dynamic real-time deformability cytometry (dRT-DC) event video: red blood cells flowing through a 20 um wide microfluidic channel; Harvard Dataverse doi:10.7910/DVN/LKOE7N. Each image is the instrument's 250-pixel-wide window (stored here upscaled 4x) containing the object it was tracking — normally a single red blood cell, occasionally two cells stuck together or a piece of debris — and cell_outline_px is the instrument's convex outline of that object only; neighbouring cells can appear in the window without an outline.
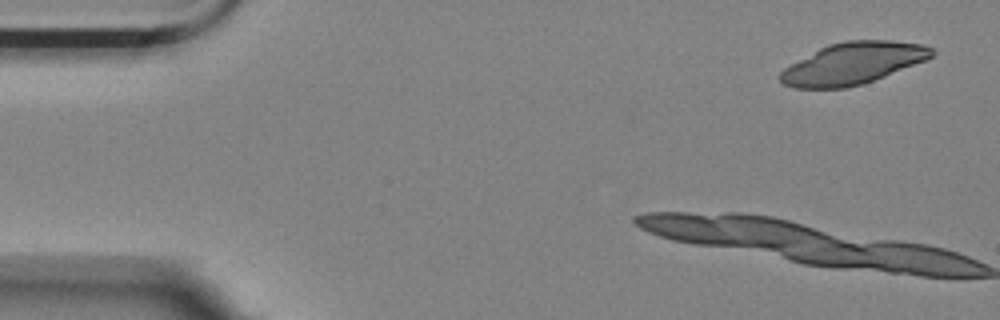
{"species": "Egyptian fruit bat (a non-hibernating species)", "species_latin": "Rousettus aegyptiacus", "temperature_condition": "room temperature", "stored_images_in_passage": 4, "camera_frame_rate_fps": 3000, "um_per_image_px": 0.085, "animal": {"sex": "female"}, "frame": {"image": 1, "passage_image": 1, "time_ms": 0.0, "image_size_px": [1000, 320], "cell_outline_px": [[936, 52], [932, 56], [924, 60], [884, 76], [848, 88], [792, 88], [784, 84], [780, 80], [780, 72], [784, 68], [820, 48], [828, 44], [844, 40], [892, 40], [924, 44], [932, 48]], "centroid_in_image_um": [72.49, 5.37], "position_along_channel_um": 12.5, "area_um2": 36.53}}